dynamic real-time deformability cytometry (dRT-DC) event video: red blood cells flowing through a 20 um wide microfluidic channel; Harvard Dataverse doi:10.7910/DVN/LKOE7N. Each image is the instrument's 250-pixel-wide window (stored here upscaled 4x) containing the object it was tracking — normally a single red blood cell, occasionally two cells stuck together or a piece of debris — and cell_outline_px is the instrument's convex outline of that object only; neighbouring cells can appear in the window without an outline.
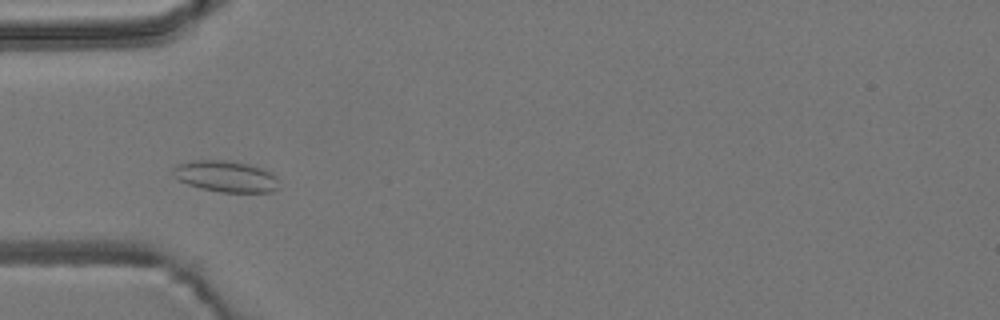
{"species": "common noctule bat (a hibernating species)", "species_latin": "Nyctalus noctula", "temperature_condition": "room temperature", "stored_images_in_passage": 7, "camera_frame_rate_fps": 3000, "um_per_image_px": 0.085, "animal": {"sex": "male", "body_mass_g": 19.2, "forearm_length_mm": 51.8}, "frame": {"image": 1, "passage_image": 4, "time_ms": 3.333, "image_size_px": [1000, 320], "cell_outline_px": [[280, 188], [272, 192], [220, 192], [200, 188], [188, 184], [172, 176], [172, 168], [176, 164], [192, 160], [228, 160], [248, 164], [272, 172], [276, 176]], "centroid_in_image_um": [19.18, 14.99], "position_along_channel_um": 65.8, "area_um2": 19.54}}
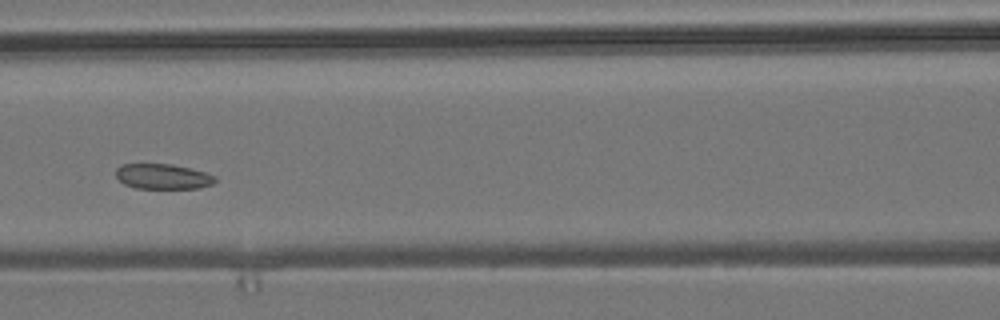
{"frame": {"image": 2, "passage_image": 6, "time_ms": 5.667, "image_size_px": [1000, 320], "cell_outline_px": [[216, 180], [212, 184], [200, 188], [136, 188], [124, 184], [116, 176], [116, 168], [124, 164], [172, 164], [204, 172], [216, 176]], "centroid_in_image_um": [13.84, 15.0], "position_along_channel_um": 152.8, "area_um2": 14.45}}
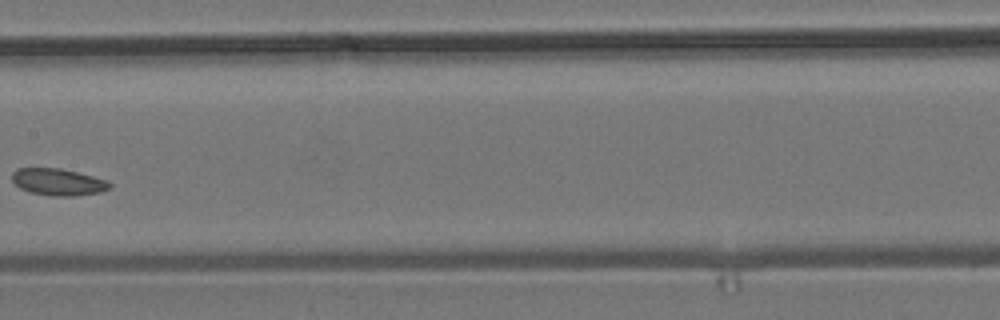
{"frame": {"image": 3, "passage_image": 7, "time_ms": 7.0, "image_size_px": [1000, 320], "cell_outline_px": [[112, 188], [100, 192], [76, 196], [52, 196], [28, 192], [20, 188], [12, 180], [12, 172], [16, 168], [60, 168], [108, 180], [112, 184]], "centroid_in_image_um": [4.95, 15.47], "position_along_channel_um": 202.5, "area_um2": 15.43}}